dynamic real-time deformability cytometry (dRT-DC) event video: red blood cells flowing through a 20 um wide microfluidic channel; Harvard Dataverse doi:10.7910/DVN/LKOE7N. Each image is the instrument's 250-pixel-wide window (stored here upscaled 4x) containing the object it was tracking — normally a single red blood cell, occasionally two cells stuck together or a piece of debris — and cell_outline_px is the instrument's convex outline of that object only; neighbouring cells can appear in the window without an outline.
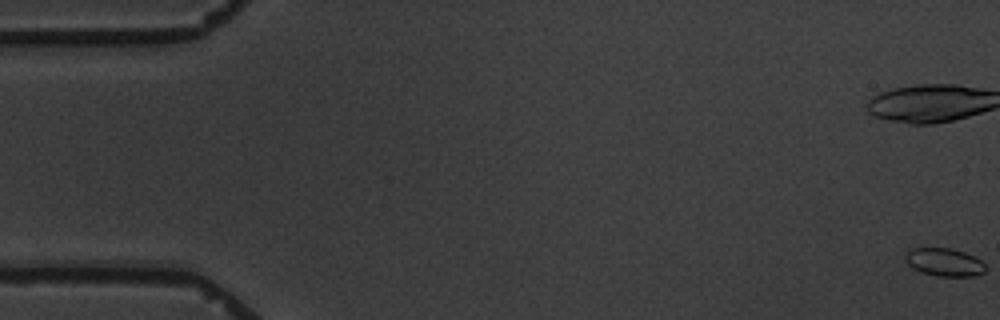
{"species": "common noctule bat (a hibernating species)", "species_latin": "Nyctalus noctula", "temperature_condition": "warm", "stored_images_in_passage": 5, "camera_frame_rate_fps": 3000, "um_per_image_px": 0.085, "animal": {"sex": "male", "body_mass_g": 19.5, "forearm_length_mm": 54.6}, "frame": {"image": 1, "passage_image": 1, "time_ms": 0.0, "image_size_px": [1000, 320], "cell_outline_px": [[984, 272], [976, 276], [936, 276], [912, 268], [904, 260], [904, 252], [908, 248], [952, 248], [964, 252], [980, 260], [984, 264]], "centroid_in_image_um": [80.2, 22.27], "position_along_channel_um": 4.8, "area_um2": 13.12}}